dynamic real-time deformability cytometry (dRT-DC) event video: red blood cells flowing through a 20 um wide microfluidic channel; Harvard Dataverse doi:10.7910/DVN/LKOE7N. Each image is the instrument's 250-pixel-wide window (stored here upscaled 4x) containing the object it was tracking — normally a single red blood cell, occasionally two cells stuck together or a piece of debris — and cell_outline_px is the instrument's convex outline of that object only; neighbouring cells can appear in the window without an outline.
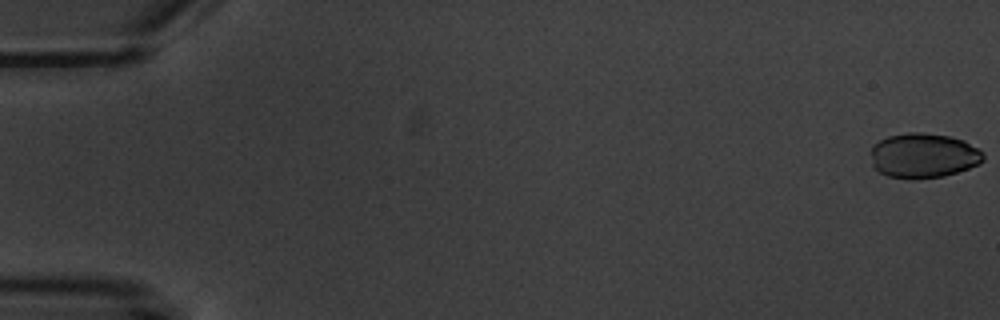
{"species": "common noctule bat (a hibernating species)", "species_latin": "Nyctalus noctula", "temperature_condition": "warm", "stored_images_in_passage": 7, "camera_frame_rate_fps": 3000, "um_per_image_px": 0.085, "animal": {"sex": "male", "body_mass_g": 20.1, "forearm_length_mm": 53.5}, "frame": {"image": 1, "passage_image": 1, "time_ms": 0.0, "image_size_px": [1000, 320], "cell_outline_px": [[984, 160], [980, 164], [944, 176], [916, 180], [912, 180], [888, 176], [880, 172], [872, 164], [872, 144], [888, 136], [908, 132], [920, 132], [952, 136], [964, 140], [984, 152]], "centroid_in_image_um": [78.51, 13.22], "position_along_channel_um": 6.5, "area_um2": 29.71}}